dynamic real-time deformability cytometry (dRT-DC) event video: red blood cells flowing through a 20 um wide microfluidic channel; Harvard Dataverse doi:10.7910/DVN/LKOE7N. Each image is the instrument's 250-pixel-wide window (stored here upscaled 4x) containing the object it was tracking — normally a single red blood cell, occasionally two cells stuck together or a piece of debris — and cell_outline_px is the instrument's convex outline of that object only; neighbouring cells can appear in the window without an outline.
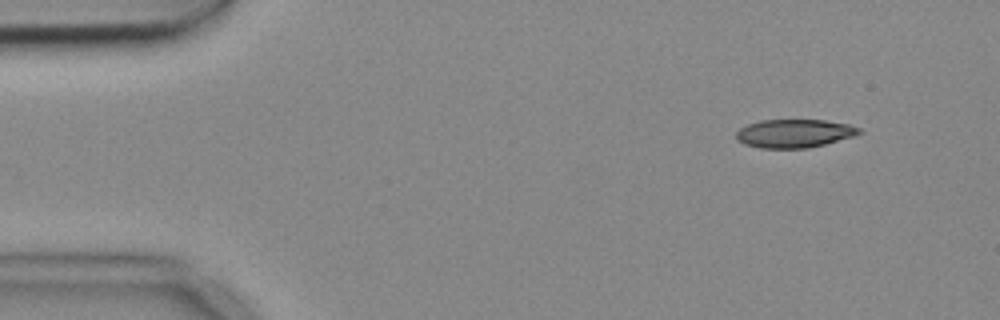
{"species": "common noctule bat (a hibernating species)", "species_latin": "Nyctalus noctula", "temperature_condition": "cold", "stored_images_in_passage": 4, "camera_frame_rate_fps": 3000, "um_per_image_px": 0.085, "animal": {"sex": "female", "body_mass_g": 18.4}, "frame": {"image": 1, "passage_image": 1, "time_ms": 0.0, "image_size_px": [1000, 320], "cell_outline_px": [[864, 132], [852, 136], [824, 144], [808, 148], [760, 148], [744, 144], [736, 140], [736, 132], [740, 128], [748, 124], [760, 120], [824, 120], [848, 124], [860, 128]], "centroid_in_image_um": [67.49, 11.34], "position_along_channel_um": 17.5, "area_um2": 20.29}}
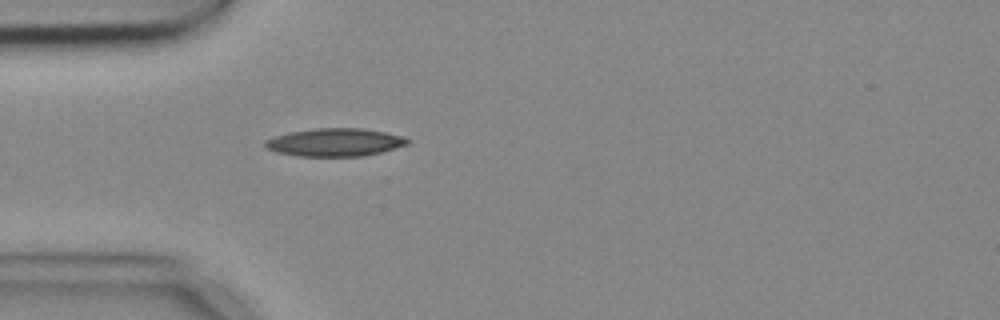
{"frame": {"image": 2, "passage_image": 4, "time_ms": 1.0, "image_size_px": [1000, 320], "cell_outline_px": [[412, 140], [408, 144], [380, 152], [364, 156], [296, 156], [276, 152], [268, 148], [264, 144], [264, 140], [276, 136], [292, 132], [316, 128], [364, 128], [404, 136]], "centroid_in_image_um": [28.5, 12.09], "position_along_channel_um": 56.5, "area_um2": 23.12}}